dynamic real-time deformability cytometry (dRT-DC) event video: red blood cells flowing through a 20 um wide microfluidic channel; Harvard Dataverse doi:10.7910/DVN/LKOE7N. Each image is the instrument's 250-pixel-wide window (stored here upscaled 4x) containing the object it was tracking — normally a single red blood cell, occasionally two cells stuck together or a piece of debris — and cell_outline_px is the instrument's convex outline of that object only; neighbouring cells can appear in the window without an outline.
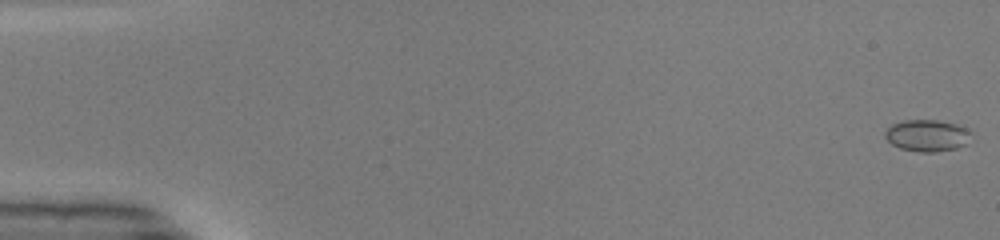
{"species": "common noctule bat (a hibernating species)", "species_latin": "Nyctalus noctula", "temperature_condition": "warm", "stored_images_in_passage": 50, "camera_frame_rate_fps": 3000, "um_per_image_px": 0.085, "animal": {"sex": "male", "body_mass_g": 19.0, "forearm_length_mm": 50.8}, "frame": {"image": 1, "passage_image": 1, "time_ms": 0.0, "image_size_px": [1000, 240], "cell_outline_px": [[968, 144], [956, 148], [936, 152], [920, 152], [900, 148], [892, 144], [884, 136], [884, 132], [892, 124], [904, 120], [936, 120], [956, 124], [964, 128], [968, 132]], "centroid_in_image_um": [78.76, 11.52], "position_along_channel_um": 6.2, "area_um2": 15.72}}
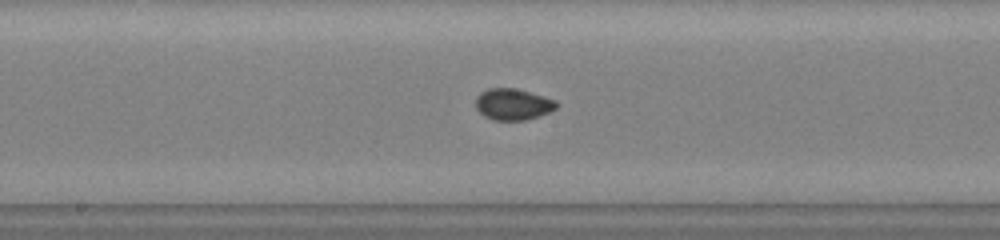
{"frame": {"image": 2, "passage_image": 27, "time_ms": 8.667, "image_size_px": [1000, 240], "cell_outline_px": [[556, 108], [548, 112], [524, 120], [492, 120], [484, 116], [476, 108], [476, 96], [480, 92], [488, 88], [516, 88], [544, 96], [556, 100]], "centroid_in_image_um": [43.56, 8.85], "position_along_channel_um": 204.6, "area_um2": 14.68}}
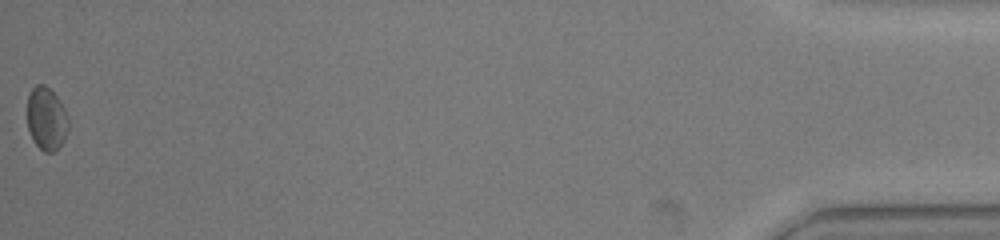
{"frame": {"image": 3, "passage_image": 50, "time_ms": 16.333, "image_size_px": [1000, 240], "cell_outline_px": [[68, 132], [64, 140], [52, 152], [44, 152], [32, 140], [28, 128], [28, 92], [36, 84], [44, 84], [56, 96], [64, 108], [68, 116]], "centroid_in_image_um": [3.94, 10.08], "position_along_channel_um": 431.3, "area_um2": 15.03}, "authors_computed_cell_mechanics": {"area_um2": 14.5945, "velocity_mm_per_s": 4.1672, "shape_relaxation_time_tau1_ms": 10.6248, "shape_relaxation_time_tau2_ms": null, "deformation_change_tau1": 0.1146, "deformation_change_tau2": null}}